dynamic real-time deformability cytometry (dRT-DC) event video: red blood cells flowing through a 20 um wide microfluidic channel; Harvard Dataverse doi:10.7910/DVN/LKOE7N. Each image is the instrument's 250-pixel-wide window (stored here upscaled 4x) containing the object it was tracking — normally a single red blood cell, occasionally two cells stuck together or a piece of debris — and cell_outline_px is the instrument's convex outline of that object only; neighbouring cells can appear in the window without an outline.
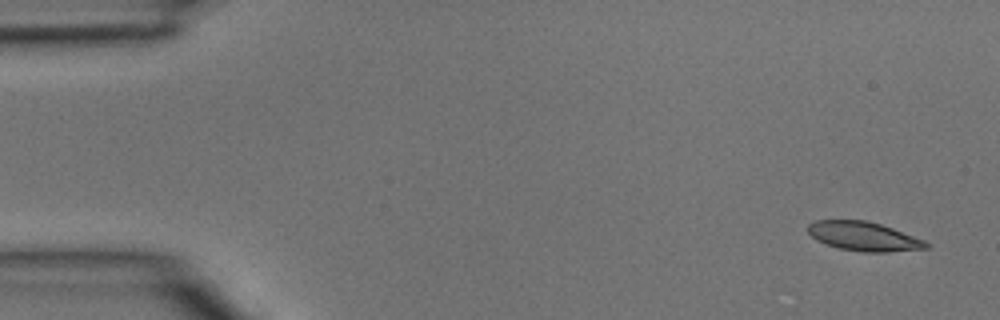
{"species": "common noctule bat (a hibernating species)", "species_latin": "Nyctalus noctula", "temperature_condition": "room temperature", "stored_images_in_passage": 5, "camera_frame_rate_fps": 3000, "um_per_image_px": 0.085, "animal": {"sex": "male", "body_mass_g": 15.6}, "frame": {"image": 1, "passage_image": 1, "time_ms": 0.0, "image_size_px": [1000, 320], "cell_outline_px": [[928, 248], [888, 252], [860, 252], [840, 248], [828, 244], [812, 236], [808, 232], [808, 224], [816, 220], [868, 220], [892, 228], [924, 240], [928, 244]], "centroid_in_image_um": [73.42, 20.08], "position_along_channel_um": 11.6, "area_um2": 19.77}}